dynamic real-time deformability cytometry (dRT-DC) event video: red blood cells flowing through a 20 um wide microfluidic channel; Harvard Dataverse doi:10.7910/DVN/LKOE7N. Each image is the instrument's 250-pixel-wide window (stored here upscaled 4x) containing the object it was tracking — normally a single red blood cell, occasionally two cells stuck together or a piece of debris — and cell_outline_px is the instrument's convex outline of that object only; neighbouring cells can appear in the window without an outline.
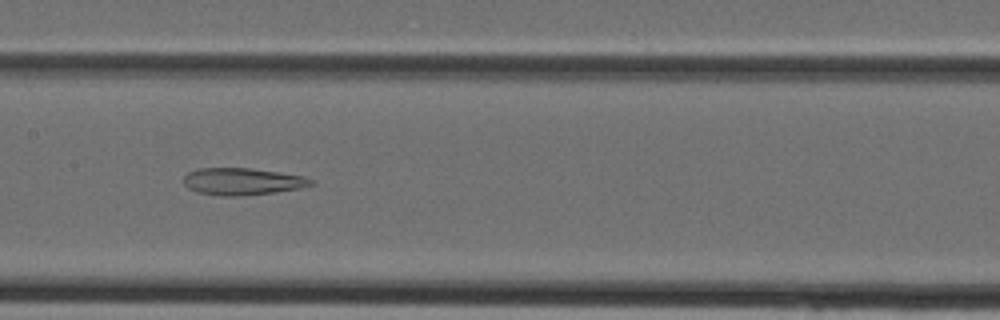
{"species": "Egyptian fruit bat (a non-hibernating species)", "species_latin": "Rousettus aegyptiacus", "temperature_condition": "cold", "stored_images_in_passage": 38, "camera_frame_rate_fps": 3000, "um_per_image_px": 0.085, "animal": {"sex": "female"}, "frame": {"image": 1, "passage_image": 19, "time_ms": 6.0, "image_size_px": [1000, 320], "cell_outline_px": [[316, 184], [300, 188], [276, 192], [240, 196], [220, 196], [196, 192], [188, 188], [184, 184], [184, 176], [188, 172], [196, 168], [248, 168], [304, 176], [312, 180]], "centroid_in_image_um": [20.57, 15.43], "position_along_channel_um": 186.8, "area_um2": 20.11}}
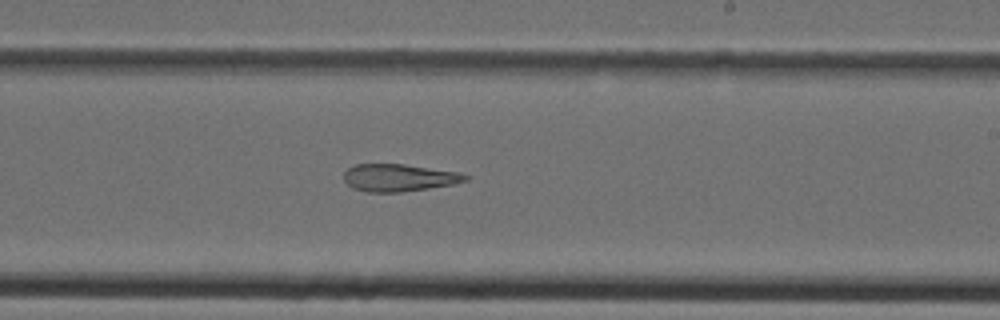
{"frame": {"image": 2, "passage_image": 23, "time_ms": 7.333, "image_size_px": [1000, 320], "cell_outline_px": [[472, 176], [468, 180], [452, 184], [428, 188], [400, 192], [368, 192], [352, 188], [344, 180], [344, 172], [348, 168], [356, 164], [404, 164], [460, 172]], "centroid_in_image_um": [33.93, 15.1], "position_along_channel_um": 255.1, "area_um2": 19.42}}
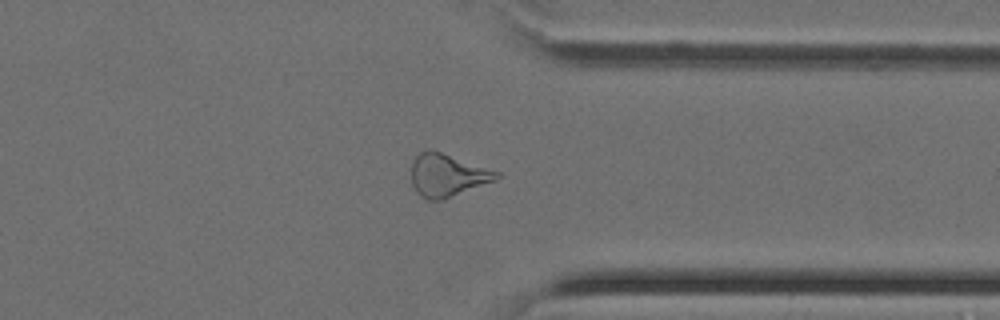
{"frame": {"image": 3, "passage_image": 30, "time_ms": 9.667, "image_size_px": [1000, 320], "cell_outline_px": [[500, 176], [496, 180], [444, 200], [428, 200], [420, 196], [416, 192], [412, 184], [412, 164], [416, 156], [420, 152], [440, 152], [500, 172]], "centroid_in_image_um": [38.03, 14.94], "position_along_channel_um": 373.4, "area_um2": 20.87}}